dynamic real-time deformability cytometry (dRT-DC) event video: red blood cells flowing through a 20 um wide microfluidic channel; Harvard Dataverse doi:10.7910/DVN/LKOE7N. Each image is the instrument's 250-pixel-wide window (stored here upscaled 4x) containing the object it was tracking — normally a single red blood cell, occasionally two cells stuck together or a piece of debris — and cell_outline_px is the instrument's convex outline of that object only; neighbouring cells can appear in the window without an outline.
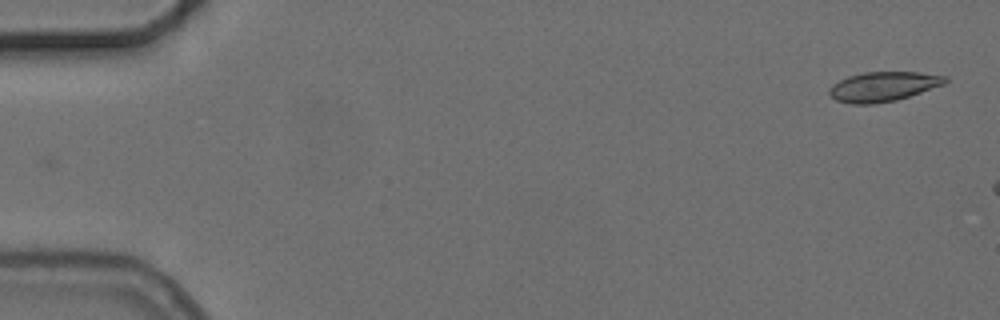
{"species": "common noctule bat (a hibernating species)", "species_latin": "Nyctalus noctula", "temperature_condition": "cold", "stored_images_in_passage": 7, "camera_frame_rate_fps": 3000, "um_per_image_px": 0.085, "animal": {"sex": "female", "body_mass_g": 24.6, "forearm_length_mm": 56.2}, "frame": {"image": 1, "passage_image": 1, "time_ms": 0.0, "image_size_px": [1000, 320], "cell_outline_px": [[948, 80], [944, 84], [896, 100], [872, 104], [852, 104], [836, 100], [828, 92], [828, 88], [832, 84], [848, 76], [864, 72], [920, 72], [948, 76]], "centroid_in_image_um": [75.06, 7.35], "position_along_channel_um": 9.9, "area_um2": 19.94}}